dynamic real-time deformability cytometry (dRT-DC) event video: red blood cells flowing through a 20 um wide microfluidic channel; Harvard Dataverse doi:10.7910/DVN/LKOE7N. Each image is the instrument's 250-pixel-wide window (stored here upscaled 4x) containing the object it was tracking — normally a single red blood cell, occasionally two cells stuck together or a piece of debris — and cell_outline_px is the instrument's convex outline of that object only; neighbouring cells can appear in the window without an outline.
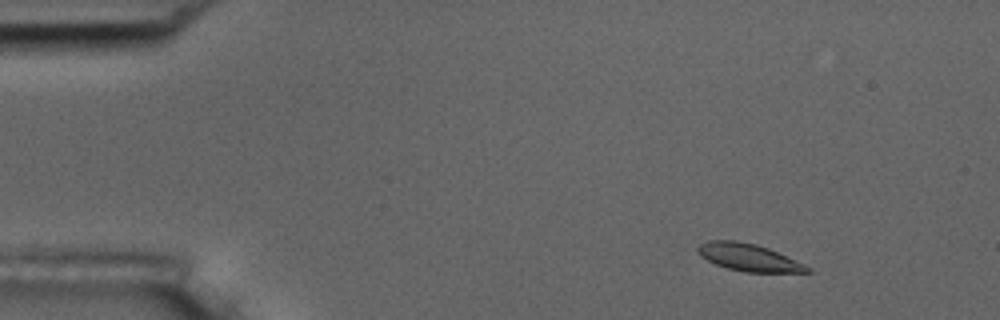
{"species": "common noctule bat (a hibernating species)", "species_latin": "Nyctalus noctula", "temperature_condition": "room temperature", "stored_images_in_passage": 2, "camera_frame_rate_fps": 3000, "um_per_image_px": 0.085, "animal": {"sex": "male", "body_mass_g": 17.5, "forearm_length_mm": 52.3}, "frame": {"image": 1, "passage_image": 1, "time_ms": 0.0, "image_size_px": [1000, 320], "cell_outline_px": [[812, 272], [744, 272], [728, 268], [716, 264], [700, 256], [696, 252], [696, 248], [700, 244], [708, 240], [736, 240], [756, 244], [768, 248], [804, 264], [812, 268]], "centroid_in_image_um": [63.61, 21.87], "position_along_channel_um": 21.4, "area_um2": 17.4}}